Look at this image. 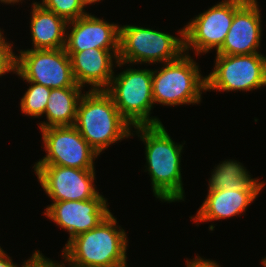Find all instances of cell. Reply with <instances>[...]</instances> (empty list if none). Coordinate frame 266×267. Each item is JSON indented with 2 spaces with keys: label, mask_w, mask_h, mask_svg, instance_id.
<instances>
[{
  "label": "cell",
  "mask_w": 266,
  "mask_h": 267,
  "mask_svg": "<svg viewBox=\"0 0 266 267\" xmlns=\"http://www.w3.org/2000/svg\"><path fill=\"white\" fill-rule=\"evenodd\" d=\"M133 128L132 137L137 134L145 145L144 172L150 175L155 198L167 203L184 201L181 153L185 143H175L163 124Z\"/></svg>",
  "instance_id": "obj_1"
},
{
  "label": "cell",
  "mask_w": 266,
  "mask_h": 267,
  "mask_svg": "<svg viewBox=\"0 0 266 267\" xmlns=\"http://www.w3.org/2000/svg\"><path fill=\"white\" fill-rule=\"evenodd\" d=\"M110 213L93 229L65 244L62 257L69 267H113L127 261V232Z\"/></svg>",
  "instance_id": "obj_2"
},
{
  "label": "cell",
  "mask_w": 266,
  "mask_h": 267,
  "mask_svg": "<svg viewBox=\"0 0 266 267\" xmlns=\"http://www.w3.org/2000/svg\"><path fill=\"white\" fill-rule=\"evenodd\" d=\"M74 126L99 155L110 145L131 137L133 128L105 90L84 92Z\"/></svg>",
  "instance_id": "obj_3"
},
{
  "label": "cell",
  "mask_w": 266,
  "mask_h": 267,
  "mask_svg": "<svg viewBox=\"0 0 266 267\" xmlns=\"http://www.w3.org/2000/svg\"><path fill=\"white\" fill-rule=\"evenodd\" d=\"M179 37L148 27L121 25L117 67L125 64H156L178 59L184 52V28Z\"/></svg>",
  "instance_id": "obj_4"
},
{
  "label": "cell",
  "mask_w": 266,
  "mask_h": 267,
  "mask_svg": "<svg viewBox=\"0 0 266 267\" xmlns=\"http://www.w3.org/2000/svg\"><path fill=\"white\" fill-rule=\"evenodd\" d=\"M159 69H154L152 74L154 105L172 107L201 103V94L206 91V77L200 73L193 57L183 53Z\"/></svg>",
  "instance_id": "obj_5"
},
{
  "label": "cell",
  "mask_w": 266,
  "mask_h": 267,
  "mask_svg": "<svg viewBox=\"0 0 266 267\" xmlns=\"http://www.w3.org/2000/svg\"><path fill=\"white\" fill-rule=\"evenodd\" d=\"M126 68L113 76L105 90L113 99L119 113L132 127L160 125L159 118L151 116L154 108L153 69Z\"/></svg>",
  "instance_id": "obj_6"
},
{
  "label": "cell",
  "mask_w": 266,
  "mask_h": 267,
  "mask_svg": "<svg viewBox=\"0 0 266 267\" xmlns=\"http://www.w3.org/2000/svg\"><path fill=\"white\" fill-rule=\"evenodd\" d=\"M216 54L212 72L206 75L207 91H252L266 87V56Z\"/></svg>",
  "instance_id": "obj_7"
},
{
  "label": "cell",
  "mask_w": 266,
  "mask_h": 267,
  "mask_svg": "<svg viewBox=\"0 0 266 267\" xmlns=\"http://www.w3.org/2000/svg\"><path fill=\"white\" fill-rule=\"evenodd\" d=\"M246 0H222L203 13L193 17L184 28V52L196 56L216 51L222 46L231 27L234 12Z\"/></svg>",
  "instance_id": "obj_8"
},
{
  "label": "cell",
  "mask_w": 266,
  "mask_h": 267,
  "mask_svg": "<svg viewBox=\"0 0 266 267\" xmlns=\"http://www.w3.org/2000/svg\"><path fill=\"white\" fill-rule=\"evenodd\" d=\"M16 56V75L50 89L73 87L76 84L70 57L61 49H25Z\"/></svg>",
  "instance_id": "obj_9"
},
{
  "label": "cell",
  "mask_w": 266,
  "mask_h": 267,
  "mask_svg": "<svg viewBox=\"0 0 266 267\" xmlns=\"http://www.w3.org/2000/svg\"><path fill=\"white\" fill-rule=\"evenodd\" d=\"M46 155L35 165H59L77 169H95L99 154L73 126L40 129Z\"/></svg>",
  "instance_id": "obj_10"
},
{
  "label": "cell",
  "mask_w": 266,
  "mask_h": 267,
  "mask_svg": "<svg viewBox=\"0 0 266 267\" xmlns=\"http://www.w3.org/2000/svg\"><path fill=\"white\" fill-rule=\"evenodd\" d=\"M33 168L41 187L52 202L90 200L99 194L94 184L95 169L59 165H34Z\"/></svg>",
  "instance_id": "obj_11"
},
{
  "label": "cell",
  "mask_w": 266,
  "mask_h": 267,
  "mask_svg": "<svg viewBox=\"0 0 266 267\" xmlns=\"http://www.w3.org/2000/svg\"><path fill=\"white\" fill-rule=\"evenodd\" d=\"M110 213L107 198L99 193L90 200L54 201L42 214L69 232L68 243L77 235L96 227Z\"/></svg>",
  "instance_id": "obj_12"
},
{
  "label": "cell",
  "mask_w": 266,
  "mask_h": 267,
  "mask_svg": "<svg viewBox=\"0 0 266 267\" xmlns=\"http://www.w3.org/2000/svg\"><path fill=\"white\" fill-rule=\"evenodd\" d=\"M258 4L257 0H246L234 12L231 27L216 54L244 55L260 53L262 14H260Z\"/></svg>",
  "instance_id": "obj_13"
},
{
  "label": "cell",
  "mask_w": 266,
  "mask_h": 267,
  "mask_svg": "<svg viewBox=\"0 0 266 267\" xmlns=\"http://www.w3.org/2000/svg\"><path fill=\"white\" fill-rule=\"evenodd\" d=\"M119 27L91 13L70 21L66 31V52H81L87 49H119Z\"/></svg>",
  "instance_id": "obj_14"
},
{
  "label": "cell",
  "mask_w": 266,
  "mask_h": 267,
  "mask_svg": "<svg viewBox=\"0 0 266 267\" xmlns=\"http://www.w3.org/2000/svg\"><path fill=\"white\" fill-rule=\"evenodd\" d=\"M66 53L70 57L76 84L82 88L90 85V91L106 90L109 87L115 73L114 63H118L119 49L91 48Z\"/></svg>",
  "instance_id": "obj_15"
},
{
  "label": "cell",
  "mask_w": 266,
  "mask_h": 267,
  "mask_svg": "<svg viewBox=\"0 0 266 267\" xmlns=\"http://www.w3.org/2000/svg\"><path fill=\"white\" fill-rule=\"evenodd\" d=\"M262 190H208V194L194 217L200 222L217 221L244 214Z\"/></svg>",
  "instance_id": "obj_16"
},
{
  "label": "cell",
  "mask_w": 266,
  "mask_h": 267,
  "mask_svg": "<svg viewBox=\"0 0 266 267\" xmlns=\"http://www.w3.org/2000/svg\"><path fill=\"white\" fill-rule=\"evenodd\" d=\"M33 6V7H32ZM31 49H61L65 47L68 22L39 2L31 4Z\"/></svg>",
  "instance_id": "obj_17"
},
{
  "label": "cell",
  "mask_w": 266,
  "mask_h": 267,
  "mask_svg": "<svg viewBox=\"0 0 266 267\" xmlns=\"http://www.w3.org/2000/svg\"><path fill=\"white\" fill-rule=\"evenodd\" d=\"M78 84L73 87L51 89L46 104V121L39 123V129L53 126H73L76 122L77 108L84 93Z\"/></svg>",
  "instance_id": "obj_18"
},
{
  "label": "cell",
  "mask_w": 266,
  "mask_h": 267,
  "mask_svg": "<svg viewBox=\"0 0 266 267\" xmlns=\"http://www.w3.org/2000/svg\"><path fill=\"white\" fill-rule=\"evenodd\" d=\"M208 181V190H263L266 182H260L237 160L226 159L215 166Z\"/></svg>",
  "instance_id": "obj_19"
},
{
  "label": "cell",
  "mask_w": 266,
  "mask_h": 267,
  "mask_svg": "<svg viewBox=\"0 0 266 267\" xmlns=\"http://www.w3.org/2000/svg\"><path fill=\"white\" fill-rule=\"evenodd\" d=\"M27 83H29L30 86L27 88V91L21 98V113L26 116L39 118L44 115L46 104L49 101L51 89L34 82Z\"/></svg>",
  "instance_id": "obj_20"
},
{
  "label": "cell",
  "mask_w": 266,
  "mask_h": 267,
  "mask_svg": "<svg viewBox=\"0 0 266 267\" xmlns=\"http://www.w3.org/2000/svg\"><path fill=\"white\" fill-rule=\"evenodd\" d=\"M46 10L54 12L67 22L88 14L81 0H41L39 2Z\"/></svg>",
  "instance_id": "obj_21"
},
{
  "label": "cell",
  "mask_w": 266,
  "mask_h": 267,
  "mask_svg": "<svg viewBox=\"0 0 266 267\" xmlns=\"http://www.w3.org/2000/svg\"><path fill=\"white\" fill-rule=\"evenodd\" d=\"M5 38L0 43V77L8 72L16 73V56L13 52V44Z\"/></svg>",
  "instance_id": "obj_22"
},
{
  "label": "cell",
  "mask_w": 266,
  "mask_h": 267,
  "mask_svg": "<svg viewBox=\"0 0 266 267\" xmlns=\"http://www.w3.org/2000/svg\"><path fill=\"white\" fill-rule=\"evenodd\" d=\"M52 260L45 257L40 250H35L28 260L24 261L21 267H47Z\"/></svg>",
  "instance_id": "obj_23"
},
{
  "label": "cell",
  "mask_w": 266,
  "mask_h": 267,
  "mask_svg": "<svg viewBox=\"0 0 266 267\" xmlns=\"http://www.w3.org/2000/svg\"><path fill=\"white\" fill-rule=\"evenodd\" d=\"M186 267H221L217 264L216 261L201 258L200 256L196 255L193 260H186Z\"/></svg>",
  "instance_id": "obj_24"
},
{
  "label": "cell",
  "mask_w": 266,
  "mask_h": 267,
  "mask_svg": "<svg viewBox=\"0 0 266 267\" xmlns=\"http://www.w3.org/2000/svg\"><path fill=\"white\" fill-rule=\"evenodd\" d=\"M0 267H19L0 246Z\"/></svg>",
  "instance_id": "obj_25"
},
{
  "label": "cell",
  "mask_w": 266,
  "mask_h": 267,
  "mask_svg": "<svg viewBox=\"0 0 266 267\" xmlns=\"http://www.w3.org/2000/svg\"><path fill=\"white\" fill-rule=\"evenodd\" d=\"M102 0H81L82 4L84 5V7L86 8L87 5H91V4H97V2H101Z\"/></svg>",
  "instance_id": "obj_26"
},
{
  "label": "cell",
  "mask_w": 266,
  "mask_h": 267,
  "mask_svg": "<svg viewBox=\"0 0 266 267\" xmlns=\"http://www.w3.org/2000/svg\"><path fill=\"white\" fill-rule=\"evenodd\" d=\"M47 267H66L64 262L59 263L58 261H52Z\"/></svg>",
  "instance_id": "obj_27"
},
{
  "label": "cell",
  "mask_w": 266,
  "mask_h": 267,
  "mask_svg": "<svg viewBox=\"0 0 266 267\" xmlns=\"http://www.w3.org/2000/svg\"><path fill=\"white\" fill-rule=\"evenodd\" d=\"M21 1H23V0H0V3H4V4H11V5H13V4H16V3H18L19 4V2H21Z\"/></svg>",
  "instance_id": "obj_28"
},
{
  "label": "cell",
  "mask_w": 266,
  "mask_h": 267,
  "mask_svg": "<svg viewBox=\"0 0 266 267\" xmlns=\"http://www.w3.org/2000/svg\"><path fill=\"white\" fill-rule=\"evenodd\" d=\"M4 31L2 32L1 28H0V43L6 38L3 36Z\"/></svg>",
  "instance_id": "obj_29"
},
{
  "label": "cell",
  "mask_w": 266,
  "mask_h": 267,
  "mask_svg": "<svg viewBox=\"0 0 266 267\" xmlns=\"http://www.w3.org/2000/svg\"><path fill=\"white\" fill-rule=\"evenodd\" d=\"M113 267H128V266H127V262H124L122 264H119V265H116V266H113Z\"/></svg>",
  "instance_id": "obj_30"
},
{
  "label": "cell",
  "mask_w": 266,
  "mask_h": 267,
  "mask_svg": "<svg viewBox=\"0 0 266 267\" xmlns=\"http://www.w3.org/2000/svg\"><path fill=\"white\" fill-rule=\"evenodd\" d=\"M261 263L264 267H266V257L261 260Z\"/></svg>",
  "instance_id": "obj_31"
}]
</instances>
